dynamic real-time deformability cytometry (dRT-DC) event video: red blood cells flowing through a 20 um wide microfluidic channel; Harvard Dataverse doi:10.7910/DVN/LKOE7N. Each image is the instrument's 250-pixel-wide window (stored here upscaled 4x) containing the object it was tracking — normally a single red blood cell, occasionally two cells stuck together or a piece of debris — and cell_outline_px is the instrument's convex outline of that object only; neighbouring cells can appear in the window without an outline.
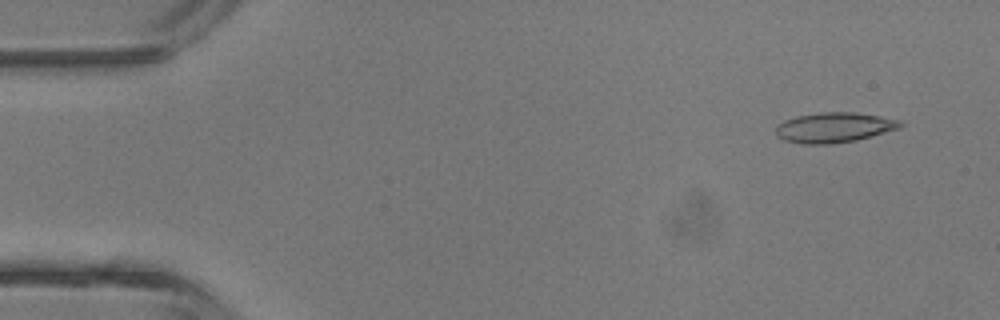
{"species": "common noctule bat (a hibernating species)", "species_latin": "Nyctalus noctula", "temperature_condition": "room temperature", "stored_images_in_passage": 43, "camera_frame_rate_fps": 3000, "um_per_image_px": 0.085, "animal": {"sex": "male", "body_mass_g": 13.3}, "frame": {"image": 1, "passage_image": 3, "time_ms": 0.667, "image_size_px": [1000, 320], "cell_outline_px": [[904, 124], [900, 128], [856, 140], [832, 144], [804, 144], [784, 140], [776, 136], [776, 124], [784, 120], [796, 116], [820, 112], [856, 112], [900, 120]], "centroid_in_image_um": [70.87, 10.83], "position_along_channel_um": 14.1, "area_um2": 21.91}}
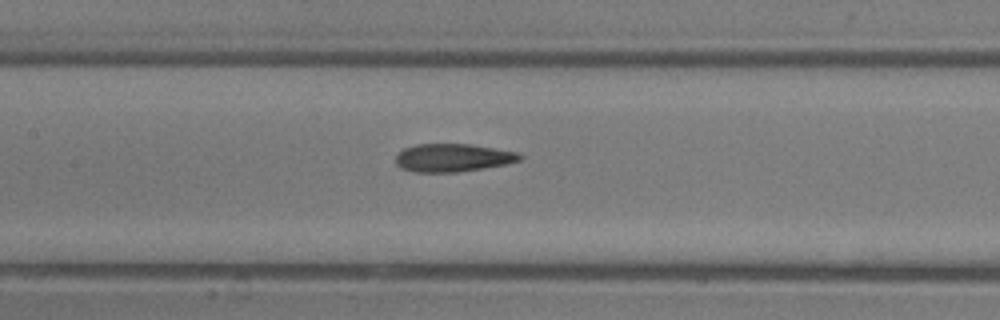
{"frame": {"image": 2, "passage_image": 20, "time_ms": 6.333, "image_size_px": [1000, 320], "cell_outline_px": [[524, 156], [520, 160], [508, 164], [460, 172], [416, 172], [400, 168], [396, 164], [396, 152], [404, 148], [416, 144], [468, 144], [520, 152]], "centroid_in_image_um": [38.5, 13.41], "position_along_channel_um": 168.9, "area_um2": 20.52}}
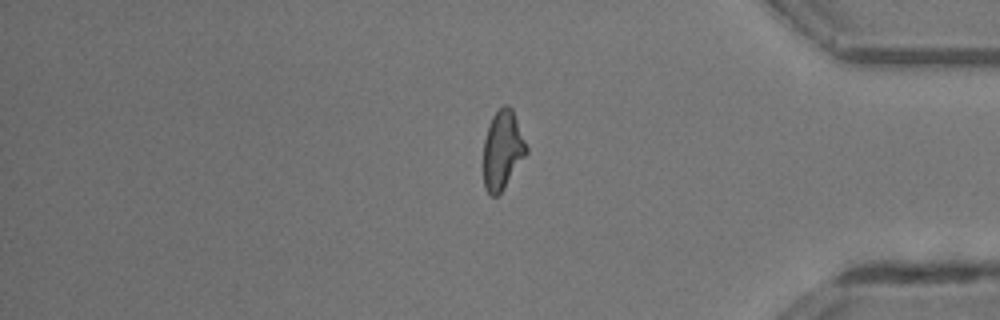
{"frame": {"image": 3, "passage_image": 36, "time_ms": 11.667, "image_size_px": [1000, 320], "cell_outline_px": [[528, 152], [504, 188], [496, 196], [492, 196], [484, 188], [484, 140], [488, 124], [492, 116], [504, 104], [508, 104], [512, 108], [528, 148]], "centroid_in_image_um": [42.71, 12.73], "position_along_channel_um": 392.5, "area_um2": 19.65}, "authors_computed_cell_mechanics": {"area_um2": 20.4612, "velocity_mm_per_s": 4.7044, "shape_relaxation_time_tau1_ms": null, "shape_relaxation_time_tau2_ms": 2.3783, "deformation_change_tau1": null, "deformation_change_tau2": 0.1241}}